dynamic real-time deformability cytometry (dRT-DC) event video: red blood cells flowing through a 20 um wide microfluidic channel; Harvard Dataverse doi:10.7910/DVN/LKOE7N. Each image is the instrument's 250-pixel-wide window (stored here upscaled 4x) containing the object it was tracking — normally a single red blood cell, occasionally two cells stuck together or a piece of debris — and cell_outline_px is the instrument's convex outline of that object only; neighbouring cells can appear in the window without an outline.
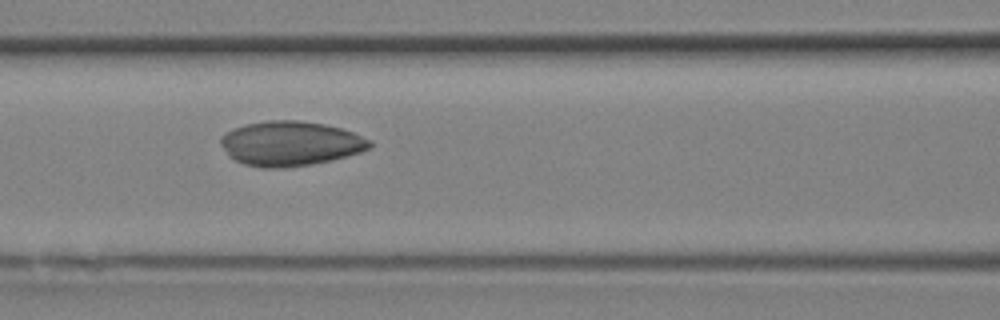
{"species": "Egyptian fruit bat (a non-hibernating species)", "species_latin": "Rousettus aegyptiacus", "temperature_condition": "room temperature", "stored_images_in_passage": 9, "camera_frame_rate_fps": 3000, "um_per_image_px": 0.085, "animal": {"sex": "female"}, "frame": {"image": 1, "passage_image": 6, "time_ms": 1.667, "image_size_px": [1000, 320], "cell_outline_px": [[372, 148], [360, 152], [332, 160], [312, 164], [284, 168], [260, 168], [244, 164], [228, 156], [220, 144], [220, 136], [244, 124], [264, 120], [296, 120], [324, 124], [340, 128], [352, 132], [372, 140]], "centroid_in_image_um": [24.68, 12.2], "position_along_channel_um": 141.9, "area_um2": 38.96}}
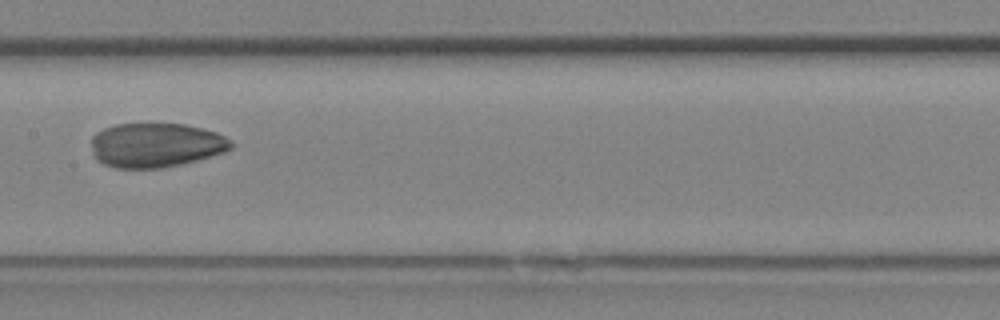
{"frame": {"image": 2, "passage_image": 8, "time_ms": 2.333, "image_size_px": [1000, 320], "cell_outline_px": [[236, 144], [232, 148], [224, 152], [196, 160], [164, 168], [116, 168], [104, 164], [96, 160], [92, 156], [92, 136], [96, 132], [104, 128], [116, 124], [184, 124], [216, 132], [232, 140]], "centroid_in_image_um": [13.24, 12.34], "position_along_channel_um": 194.2, "area_um2": 36.3}}